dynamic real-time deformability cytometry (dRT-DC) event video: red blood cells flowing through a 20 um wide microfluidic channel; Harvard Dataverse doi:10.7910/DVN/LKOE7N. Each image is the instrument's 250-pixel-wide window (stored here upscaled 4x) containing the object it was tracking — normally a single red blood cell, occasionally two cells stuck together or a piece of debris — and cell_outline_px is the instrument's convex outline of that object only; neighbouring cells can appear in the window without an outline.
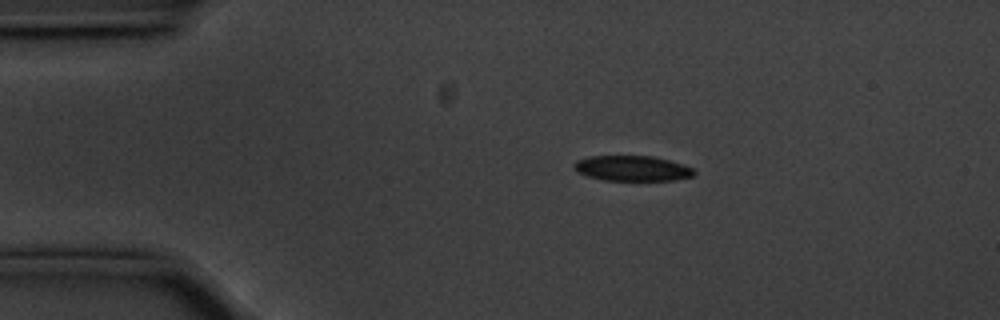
{"species": "common noctule bat (a hibernating species)", "species_latin": "Nyctalus noctula", "temperature_condition": "cold", "stored_images_in_passage": 51, "camera_frame_rate_fps": 3000, "um_per_image_px": 0.085, "animal": {"sex": "male", "body_mass_g": 20.1, "forearm_length_mm": 53.5}, "frame": {"image": 1, "passage_image": 5, "time_ms": 1.333, "image_size_px": [1000, 320], "cell_outline_px": [[696, 172], [692, 176], [672, 180], [604, 180], [588, 176], [576, 172], [572, 168], [572, 164], [576, 160], [588, 156], [652, 156], [668, 160], [692, 168]], "centroid_in_image_um": [53.65, 14.3], "position_along_channel_um": 31.3, "area_um2": 17.63}}
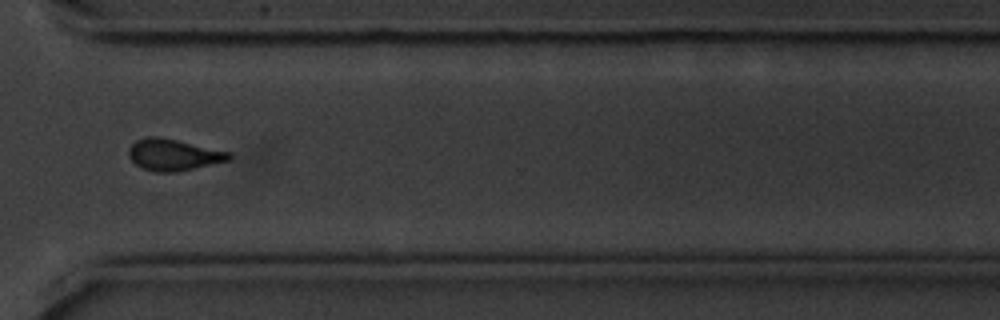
{"frame": {"image": 2, "passage_image": 36, "time_ms": 11.667, "image_size_px": [1000, 320], "cell_outline_px": [[232, 156], [228, 160], [176, 172], [152, 172], [136, 164], [128, 156], [128, 148], [136, 140], [148, 136], [156, 136], [176, 140], [232, 152]], "centroid_in_image_um": [14.72, 13.15], "position_along_channel_um": 355.9, "area_um2": 18.26}}
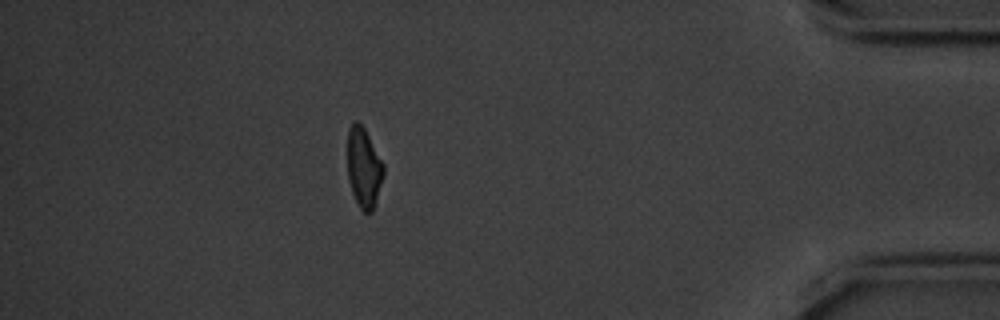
{"frame": {"image": 3, "passage_image": 44, "time_ms": 14.333, "image_size_px": [1000, 320], "cell_outline_px": [[384, 172], [372, 212], [364, 212], [360, 208], [352, 192], [348, 180], [348, 128], [356, 120], [364, 128], [384, 164]], "centroid_in_image_um": [30.91, 14.24], "position_along_channel_um": 404.3, "area_um2": 16.47}, "authors_computed_cell_mechanics": {"area_um2": 18.2648, "velocity_mm_per_s": 3.5633, "shape_relaxation_time_tau1_ms": 3.4312, "shape_relaxation_time_tau2_ms": 6.5018, "deformation_change_tau1": 0.0973, "deformation_change_tau2": 0.1087}}